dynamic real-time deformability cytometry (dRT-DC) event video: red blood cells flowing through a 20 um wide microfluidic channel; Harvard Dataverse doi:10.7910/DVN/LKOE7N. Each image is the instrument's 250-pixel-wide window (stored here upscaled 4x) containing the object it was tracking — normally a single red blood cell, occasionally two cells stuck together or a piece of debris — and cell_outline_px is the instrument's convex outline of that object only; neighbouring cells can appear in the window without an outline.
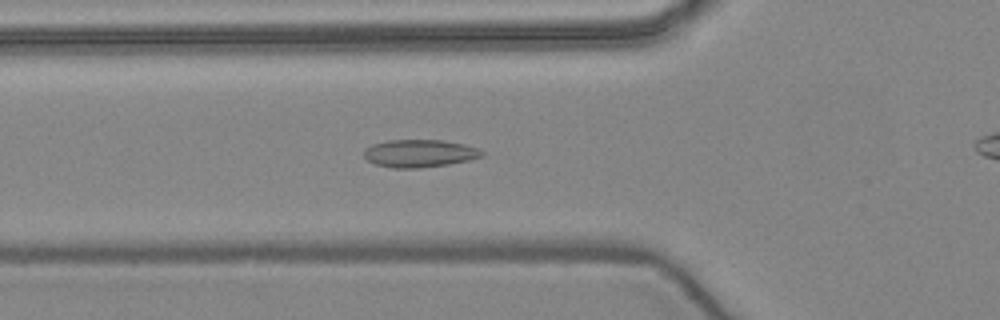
{"species": "common noctule bat (a hibernating species)", "species_latin": "Nyctalus noctula", "temperature_condition": "warm", "stored_images_in_passage": 46, "camera_frame_rate_fps": 3000, "um_per_image_px": 0.085, "animal": {"sex": "female", "body_mass_g": 24.6, "forearm_length_mm": 56.2}, "frame": {"image": 1, "passage_image": 19, "time_ms": 6.0, "image_size_px": [1000, 320], "cell_outline_px": [[484, 156], [468, 160], [448, 164], [420, 168], [392, 168], [376, 164], [368, 160], [364, 156], [364, 148], [372, 144], [388, 140], [444, 140], [464, 144], [476, 148], [484, 152]], "centroid_in_image_um": [35.65, 13.03], "position_along_channel_um": 90.2, "area_um2": 19.02}}
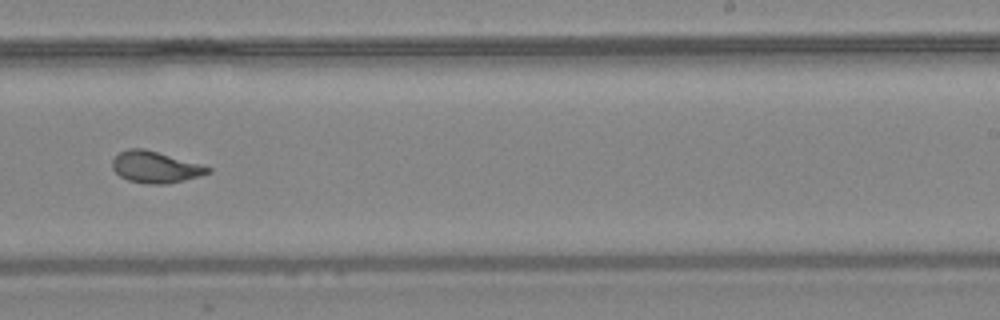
{"frame": {"image": 2, "passage_image": 33, "time_ms": 10.667, "image_size_px": [1000, 320], "cell_outline_px": [[212, 172], [200, 176], [168, 184], [144, 184], [128, 180], [120, 176], [112, 168], [112, 160], [120, 152], [128, 148], [144, 148], [200, 164], [212, 168]], "centroid_in_image_um": [13.2, 14.21], "position_along_channel_um": 275.8, "area_um2": 17.57}}
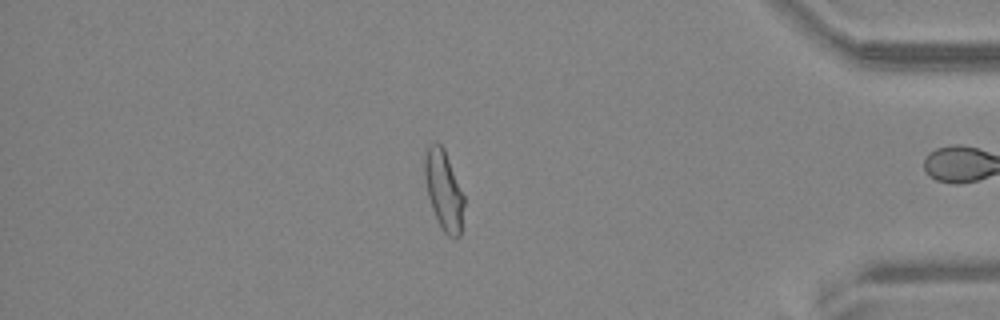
{"frame": {"image": 3, "passage_image": 45, "time_ms": 14.667, "image_size_px": [1000, 320], "cell_outline_px": [[464, 204], [460, 236], [456, 240], [452, 240], [440, 228], [436, 220], [428, 196], [424, 176], [424, 156], [428, 144], [436, 140], [444, 148], [464, 196]], "centroid_in_image_um": [37.71, 16.19], "position_along_channel_um": 397.5, "area_um2": 18.61}, "authors_computed_cell_mechanics": {"area_um2": 18.3226, "velocity_mm_per_s": 3.9759, "shape_relaxation_time_tau1_ms": 5.0897, "shape_relaxation_time_tau2_ms": 0.8036, "deformation_change_tau1": 0.1737, "deformation_change_tau2": 0.0762}}